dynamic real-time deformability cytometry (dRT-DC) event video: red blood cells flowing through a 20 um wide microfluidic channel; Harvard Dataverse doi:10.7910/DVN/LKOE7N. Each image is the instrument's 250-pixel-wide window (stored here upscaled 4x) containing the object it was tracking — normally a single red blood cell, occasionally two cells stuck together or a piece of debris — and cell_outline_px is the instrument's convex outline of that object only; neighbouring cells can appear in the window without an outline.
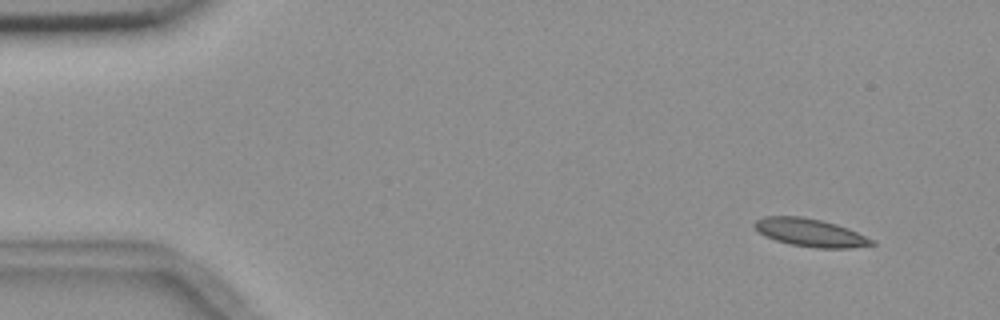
{"species": "common noctule bat (a hibernating species)", "species_latin": "Nyctalus noctula", "temperature_condition": "room temperature", "stored_images_in_passage": 3, "camera_frame_rate_fps": 3000, "um_per_image_px": 0.085, "animal": {"sex": "female", "body_mass_g": 18.4}, "frame": {"image": 1, "passage_image": 1, "time_ms": 0.0, "image_size_px": [1000, 320], "cell_outline_px": [[876, 244], [848, 248], [816, 248], [788, 244], [764, 236], [752, 228], [752, 224], [756, 220], [764, 216], [804, 216], [836, 224], [848, 228], [876, 240]], "centroid_in_image_um": [68.84, 19.77], "position_along_channel_um": 16.2, "area_um2": 19.36}}